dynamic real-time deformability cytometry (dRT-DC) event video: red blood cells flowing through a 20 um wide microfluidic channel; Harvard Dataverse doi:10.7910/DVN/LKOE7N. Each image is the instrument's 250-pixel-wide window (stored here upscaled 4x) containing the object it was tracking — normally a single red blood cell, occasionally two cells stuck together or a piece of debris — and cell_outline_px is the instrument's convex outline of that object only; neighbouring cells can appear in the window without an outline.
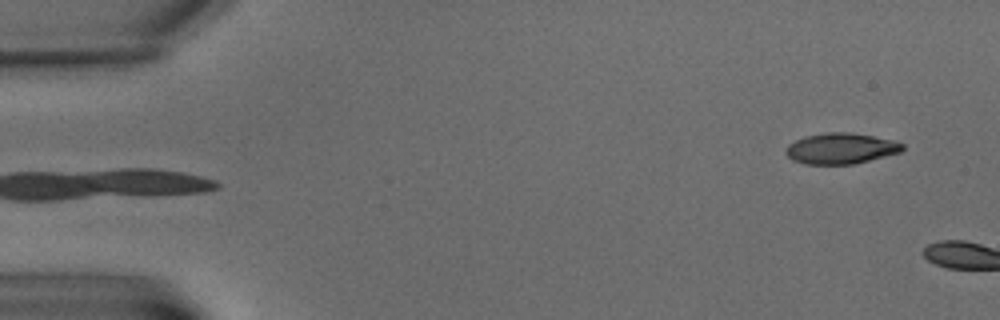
{"species": "common noctule bat (a hibernating species)", "species_latin": "Nyctalus noctula", "temperature_condition": "warm", "stored_images_in_passage": 6, "camera_frame_rate_fps": 3000, "um_per_image_px": 0.085, "animal": {"sex": "male", "body_mass_g": 15.6}, "frame": {"image": 1, "passage_image": 6, "time_ms": 6.667, "image_size_px": [1000, 320], "cell_outline_px": [[904, 148], [900, 152], [852, 164], [804, 164], [792, 160], [784, 152], [784, 148], [788, 144], [804, 136], [828, 132], [852, 132], [896, 140], [904, 144]], "centroid_in_image_um": [71.45, 12.61], "position_along_channel_um": 13.6, "area_um2": 21.1}}